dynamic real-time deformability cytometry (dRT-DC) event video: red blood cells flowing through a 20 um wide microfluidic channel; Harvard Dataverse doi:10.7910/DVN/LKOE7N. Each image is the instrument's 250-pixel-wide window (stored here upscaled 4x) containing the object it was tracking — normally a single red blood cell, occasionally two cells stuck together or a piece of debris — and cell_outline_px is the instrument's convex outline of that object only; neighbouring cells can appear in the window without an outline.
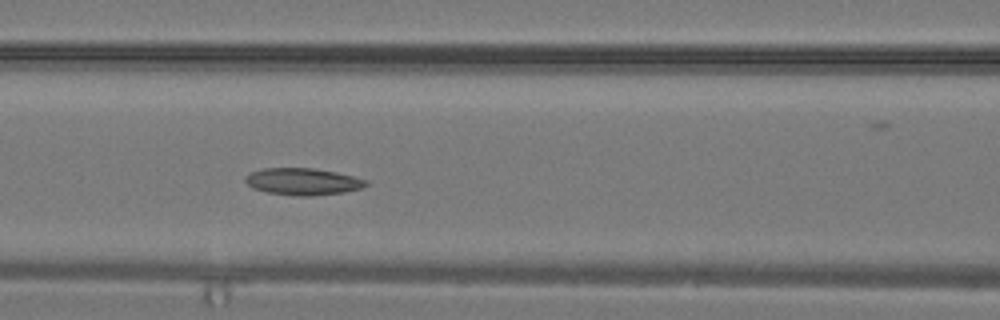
{"species": "common noctule bat (a hibernating species)", "species_latin": "Nyctalus noctula", "temperature_condition": "warm", "stored_images_in_passage": 13, "camera_frame_rate_fps": 3000, "um_per_image_px": 0.085, "animal": {"sex": "male", "body_mass_g": 19.2, "forearm_length_mm": 51.8}, "frame": {"image": 1, "passage_image": 12, "time_ms": 3.667, "image_size_px": [1000, 320], "cell_outline_px": [[368, 184], [360, 188], [344, 192], [308, 196], [296, 196], [264, 192], [252, 188], [244, 180], [244, 176], [248, 172], [264, 168], [312, 168], [336, 172], [368, 180]], "centroid_in_image_um": [25.68, 15.43], "position_along_channel_um": 140.9, "area_um2": 19.02}}